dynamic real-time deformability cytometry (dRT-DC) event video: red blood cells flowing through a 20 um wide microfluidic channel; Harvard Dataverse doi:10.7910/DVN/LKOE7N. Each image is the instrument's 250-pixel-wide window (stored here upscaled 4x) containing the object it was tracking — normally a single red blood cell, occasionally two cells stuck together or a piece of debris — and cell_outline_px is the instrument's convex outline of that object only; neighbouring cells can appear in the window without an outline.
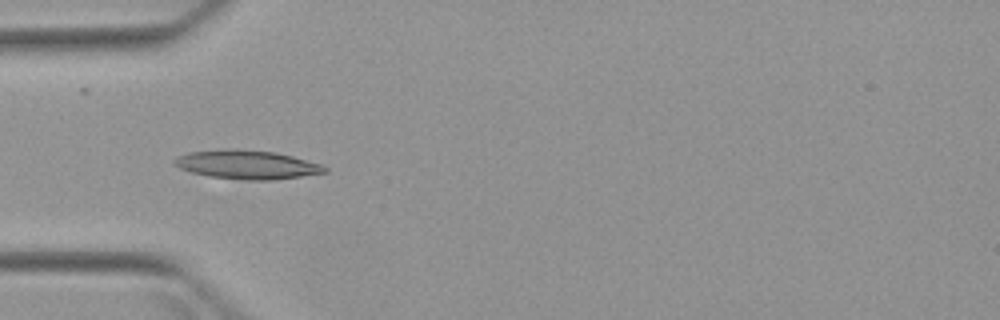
{"species": "Egyptian fruit bat (a non-hibernating species)", "species_latin": "Rousettus aegyptiacus", "temperature_condition": "warm", "stored_images_in_passage": 7, "camera_frame_rate_fps": 3000, "um_per_image_px": 0.085, "animal": {"sex": "female"}, "frame": {"image": 1, "passage_image": 4, "time_ms": 4.667, "image_size_px": [1000, 320], "cell_outline_px": [[328, 172], [272, 180], [244, 180], [208, 176], [192, 172], [180, 168], [172, 164], [172, 160], [176, 156], [188, 152], [276, 152], [292, 156], [320, 164], [328, 168]], "centroid_in_image_um": [21.01, 14.05], "position_along_channel_um": 64.0, "area_um2": 24.04}}
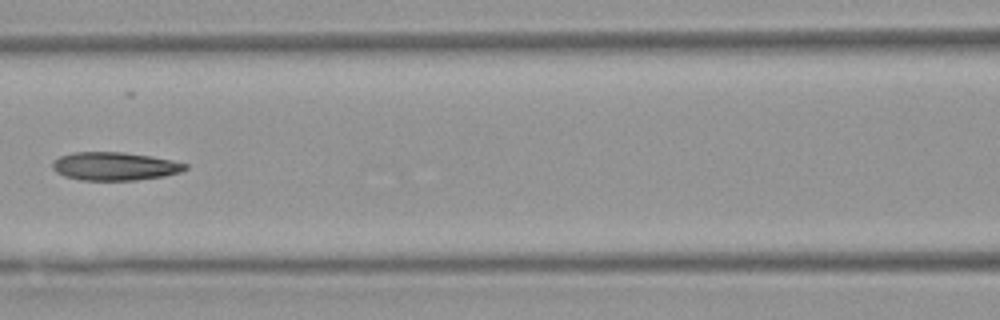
{"frame": {"image": 2, "passage_image": 6, "time_ms": 7.0, "image_size_px": [1000, 320], "cell_outline_px": [[188, 168], [180, 172], [164, 176], [136, 180], [80, 180], [64, 176], [56, 172], [52, 168], [52, 164], [60, 156], [72, 152], [124, 152], [152, 156], [172, 160], [188, 164]], "centroid_in_image_um": [9.76, 14.13], "position_along_channel_um": 156.8, "area_um2": 21.91}}
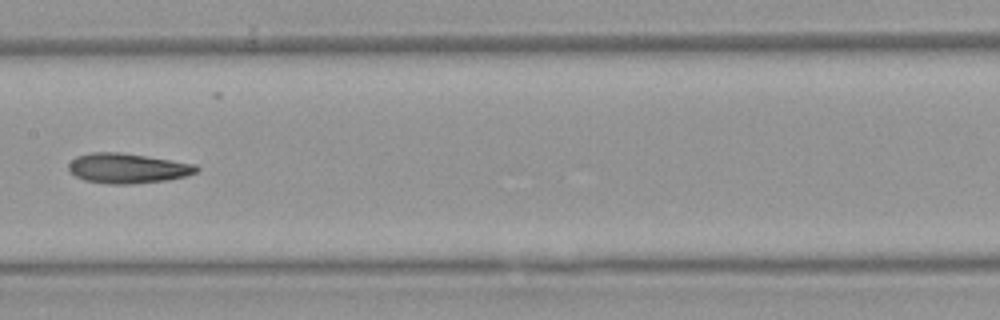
{"frame": {"image": 3, "passage_image": 7, "time_ms": 8.0, "image_size_px": [1000, 320], "cell_outline_px": [[200, 168], [196, 172], [184, 176], [168, 180], [128, 184], [112, 184], [84, 180], [68, 172], [68, 164], [76, 156], [92, 152], [120, 152], [196, 164]], "centroid_in_image_um": [10.81, 14.3], "position_along_channel_um": 196.6, "area_um2": 22.25}}